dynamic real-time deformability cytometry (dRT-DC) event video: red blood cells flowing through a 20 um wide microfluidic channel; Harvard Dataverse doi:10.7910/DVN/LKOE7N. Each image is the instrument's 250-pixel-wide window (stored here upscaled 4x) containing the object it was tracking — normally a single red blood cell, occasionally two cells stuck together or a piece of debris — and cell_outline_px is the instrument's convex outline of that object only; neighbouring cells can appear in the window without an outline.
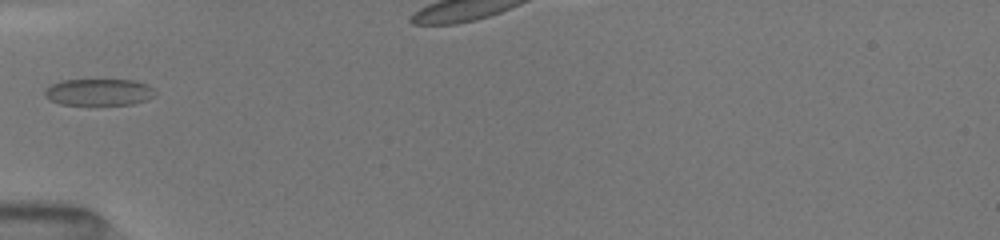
{"species": "common noctule bat (a hibernating species)", "species_latin": "Nyctalus noctula", "temperature_condition": "room temperature", "stored_images_in_passage": 28, "camera_frame_rate_fps": 3000, "um_per_image_px": 0.085, "animal": {"sex": "female", "body_mass_g": 19.5, "forearm_length_mm": 54.1}, "frame": {"image": 1, "passage_image": 1, "time_ms": 0.0, "image_size_px": [1000, 240], "cell_outline_px": [[156, 96], [132, 104], [60, 104], [44, 96], [44, 88], [52, 84], [64, 80], [136, 80], [148, 84], [156, 92]], "centroid_in_image_um": [8.42, 7.82], "position_along_channel_um": 76.6, "area_um2": 17.11}}
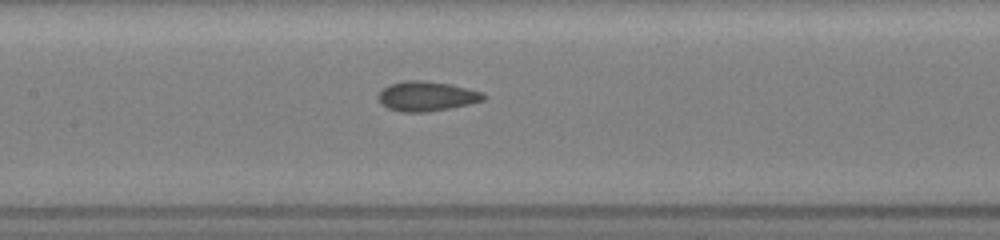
{"frame": {"image": 2, "passage_image": 8, "time_ms": 2.333, "image_size_px": [1000, 240], "cell_outline_px": [[488, 96], [484, 100], [468, 104], [448, 108], [424, 112], [400, 112], [388, 108], [380, 104], [376, 96], [388, 84], [404, 80], [420, 80], [452, 84], [484, 92]], "centroid_in_image_um": [36.25, 8.17], "position_along_channel_um": 171.1, "area_um2": 18.44}}
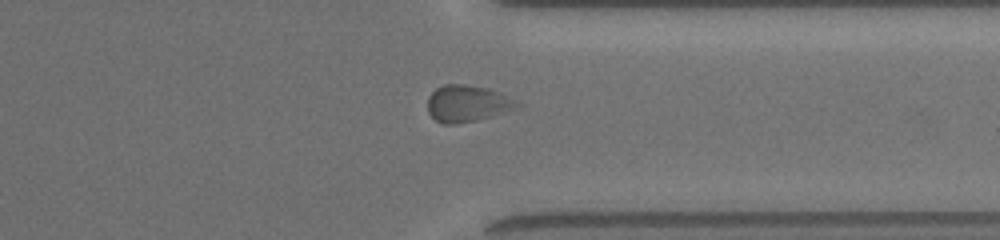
{"frame": {"image": 3, "passage_image": 23, "time_ms": 7.333, "image_size_px": [1000, 240], "cell_outline_px": [[524, 104], [520, 108], [476, 120], [456, 124], [444, 124], [436, 120], [428, 112], [428, 96], [436, 88], [444, 84], [464, 84], [488, 88], [500, 92]], "centroid_in_image_um": [39.76, 8.79], "position_along_channel_um": 371.6, "area_um2": 19.31}, "authors_computed_cell_mechanics": {"area_um2": 18.1492, "velocity_mm_per_s": 4.0225, "shape_relaxation_time_tau1_ms": 9.3866, "shape_relaxation_time_tau2_ms": 1.5891, "deformation_change_tau1": 0.0808, "deformation_change_tau2": 0.0654}}